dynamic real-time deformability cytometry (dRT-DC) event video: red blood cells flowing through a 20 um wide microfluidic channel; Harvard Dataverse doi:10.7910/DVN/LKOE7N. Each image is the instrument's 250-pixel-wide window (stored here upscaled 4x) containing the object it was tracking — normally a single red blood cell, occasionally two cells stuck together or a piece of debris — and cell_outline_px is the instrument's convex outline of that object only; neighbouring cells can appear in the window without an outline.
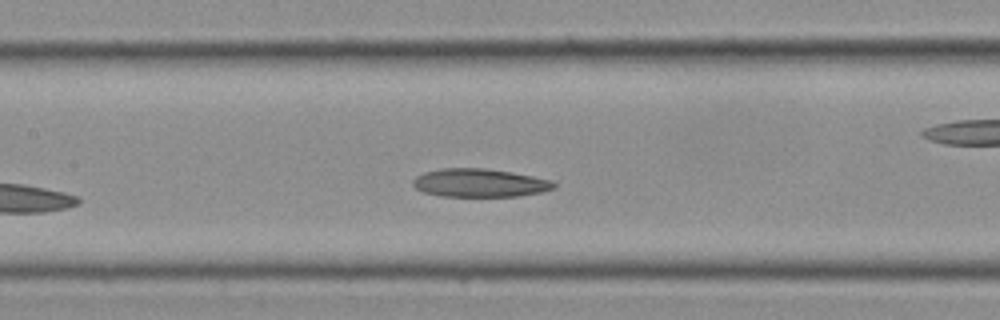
{"species": "Egyptian fruit bat (a non-hibernating species)", "species_latin": "Rousettus aegyptiacus", "temperature_condition": "cold", "stored_images_in_passage": 21, "camera_frame_rate_fps": 3000, "um_per_image_px": 0.085, "frame": {"image": 1, "passage_image": 7, "time_ms": 2.0, "image_size_px": [1000, 320], "cell_outline_px": [[556, 188], [540, 192], [520, 196], [440, 196], [424, 192], [416, 188], [412, 184], [412, 180], [416, 176], [424, 172], [440, 168], [484, 168], [512, 172], [552, 180], [556, 184]], "centroid_in_image_um": [40.76, 15.54], "position_along_channel_um": 166.6, "area_um2": 23.29}}
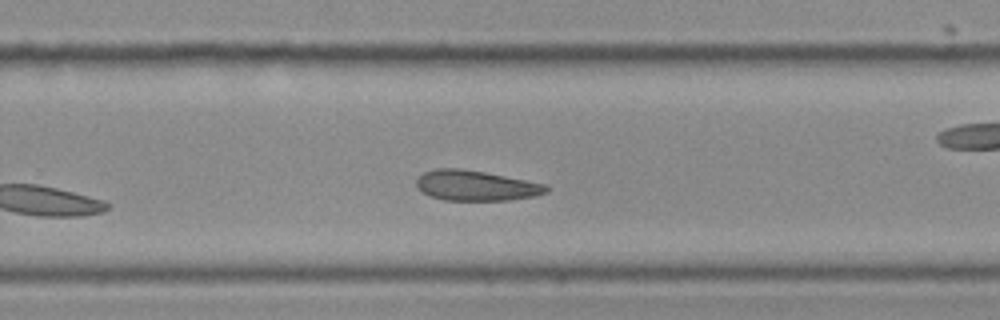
{"frame": {"image": 2, "passage_image": 12, "time_ms": 3.667, "image_size_px": [1000, 320], "cell_outline_px": [[548, 192], [536, 196], [508, 200], [444, 200], [432, 196], [416, 188], [416, 180], [424, 172], [436, 168], [460, 168], [484, 172], [544, 184], [548, 188]], "centroid_in_image_um": [40.43, 15.77], "position_along_channel_um": 289.4, "area_um2": 22.66}}